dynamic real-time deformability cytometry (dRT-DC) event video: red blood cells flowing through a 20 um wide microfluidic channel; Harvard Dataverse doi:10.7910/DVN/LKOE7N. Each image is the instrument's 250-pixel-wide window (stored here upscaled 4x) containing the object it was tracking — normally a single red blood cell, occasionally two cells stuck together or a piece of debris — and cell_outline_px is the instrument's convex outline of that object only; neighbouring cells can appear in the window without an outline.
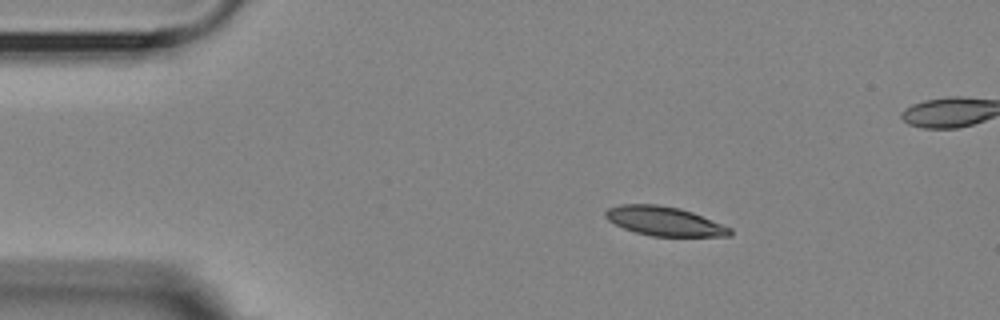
{"species": "Egyptian fruit bat (a non-hibernating species)", "species_latin": "Rousettus aegyptiacus", "temperature_condition": "room temperature", "stored_images_in_passage": 4, "camera_frame_rate_fps": 3000, "um_per_image_px": 0.085, "animal": {"sex": "female"}, "frame": {"image": 1, "passage_image": 1, "time_ms": 0.0, "image_size_px": [1000, 320], "cell_outline_px": [[732, 236], [652, 236], [636, 232], [624, 228], [608, 220], [604, 216], [604, 212], [608, 208], [620, 204], [656, 204], [680, 208], [692, 212], [732, 228]], "centroid_in_image_um": [56.47, 18.79], "position_along_channel_um": 28.5, "area_um2": 21.1}}